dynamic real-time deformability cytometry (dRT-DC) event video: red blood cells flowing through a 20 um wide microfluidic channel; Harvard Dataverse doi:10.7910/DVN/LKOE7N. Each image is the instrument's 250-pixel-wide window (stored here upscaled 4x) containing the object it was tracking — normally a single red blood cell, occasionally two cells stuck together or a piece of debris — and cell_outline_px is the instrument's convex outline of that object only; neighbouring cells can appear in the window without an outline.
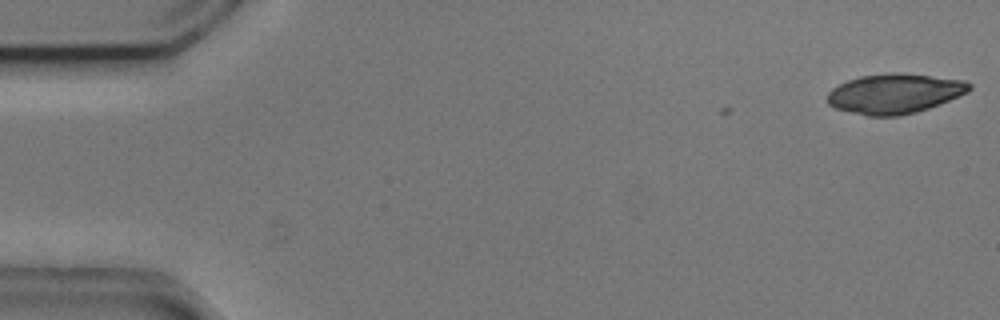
{"species": "common noctule bat (a hibernating species)", "species_latin": "Nyctalus noctula", "temperature_condition": "cold", "stored_images_in_passage": 4, "camera_frame_rate_fps": 3000, "um_per_image_px": 0.085, "animal": {"sex": "male", "body_mass_g": 20.5, "forearm_length_mm": 52.5}, "frame": {"image": 1, "passage_image": 4, "time_ms": 1.0, "image_size_px": [1000, 320], "cell_outline_px": [[972, 88], [968, 92], [940, 104], [916, 112], [900, 116], [868, 116], [836, 108], [828, 104], [828, 92], [832, 88], [848, 80], [860, 76], [892, 72], [896, 72], [964, 80], [972, 84]], "centroid_in_image_um": [76.05, 7.95], "position_along_channel_um": 8.9, "area_um2": 32.83}}